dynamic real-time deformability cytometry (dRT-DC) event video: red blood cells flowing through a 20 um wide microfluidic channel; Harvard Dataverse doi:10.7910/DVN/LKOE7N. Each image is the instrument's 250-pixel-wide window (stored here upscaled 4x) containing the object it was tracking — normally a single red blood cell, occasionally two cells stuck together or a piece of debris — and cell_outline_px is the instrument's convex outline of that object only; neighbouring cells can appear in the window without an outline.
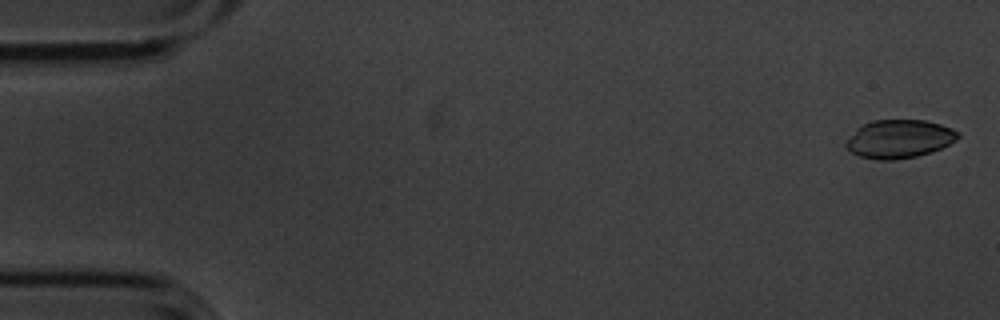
{"species": "common noctule bat (a hibernating species)", "species_latin": "Nyctalus noctula", "temperature_condition": "cold", "stored_images_in_passage": 5, "camera_frame_rate_fps": 3000, "um_per_image_px": 0.085, "animal": {"sex": "male", "body_mass_g": 20.1, "forearm_length_mm": 53.5}, "frame": {"image": 1, "passage_image": 1, "time_ms": 0.0, "image_size_px": [1000, 320], "cell_outline_px": [[960, 136], [956, 140], [932, 152], [916, 156], [892, 160], [876, 160], [860, 156], [852, 152], [844, 144], [864, 124], [872, 120], [924, 120], [940, 124], [952, 128], [960, 132]], "centroid_in_image_um": [76.49, 11.81], "position_along_channel_um": 8.5, "area_um2": 24.68}}
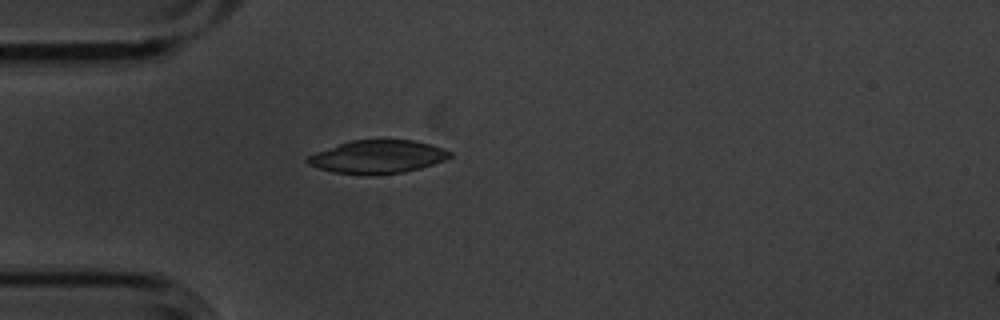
{"frame": {"image": 2, "passage_image": 5, "time_ms": 1.333, "image_size_px": [1000, 320], "cell_outline_px": [[452, 156], [444, 160], [420, 168], [404, 172], [368, 176], [332, 172], [308, 164], [304, 160], [308, 156], [316, 152], [352, 140], [412, 140], [432, 144], [444, 148], [452, 152]], "centroid_in_image_um": [32.11, 13.34], "position_along_channel_um": 52.9, "area_um2": 27.57}}